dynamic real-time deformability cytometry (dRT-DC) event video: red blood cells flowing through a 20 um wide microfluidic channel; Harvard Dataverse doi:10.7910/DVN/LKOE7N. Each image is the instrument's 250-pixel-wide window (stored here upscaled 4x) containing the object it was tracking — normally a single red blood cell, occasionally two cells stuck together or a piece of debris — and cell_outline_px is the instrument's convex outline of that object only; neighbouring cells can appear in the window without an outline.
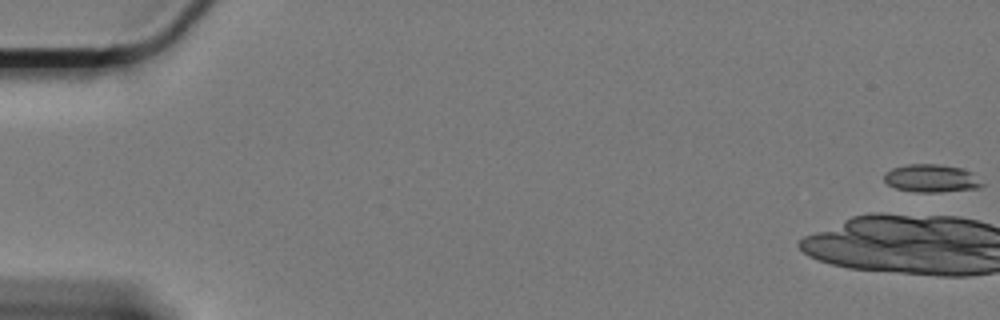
{"species": "Egyptian fruit bat (a non-hibernating species)", "species_latin": "Rousettus aegyptiacus", "temperature_condition": "cold", "stored_images_in_passage": 5, "camera_frame_rate_fps": 3000, "um_per_image_px": 0.085, "animal": {"sex": "female"}, "frame": {"image": 1, "passage_image": 1, "time_ms": 0.0, "image_size_px": [1000, 320], "cell_outline_px": [[984, 184], [980, 188], [940, 192], [916, 192], [896, 188], [888, 184], [884, 180], [884, 172], [892, 168], [908, 164], [936, 164], [964, 168], [972, 172]], "centroid_in_image_um": [79.18, 15.15], "position_along_channel_um": 5.8, "area_um2": 16.01}}